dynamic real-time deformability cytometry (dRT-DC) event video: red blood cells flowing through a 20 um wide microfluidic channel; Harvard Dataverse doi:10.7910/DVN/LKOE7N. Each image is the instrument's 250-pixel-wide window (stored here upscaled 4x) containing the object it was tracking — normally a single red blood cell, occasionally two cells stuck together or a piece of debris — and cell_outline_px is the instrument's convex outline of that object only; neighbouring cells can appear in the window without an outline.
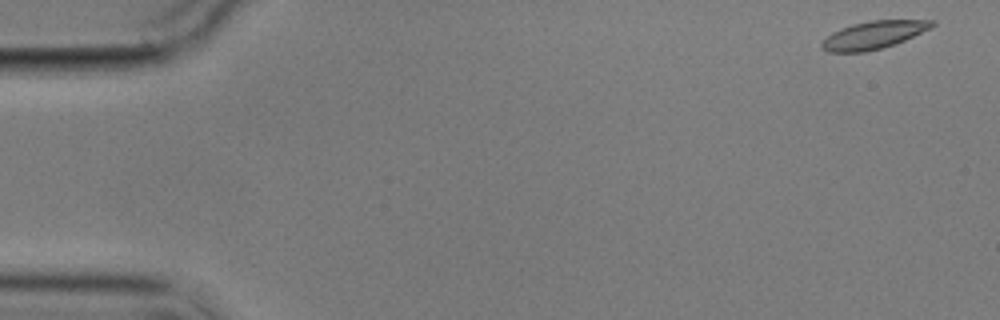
{"species": "common noctule bat (a hibernating species)", "species_latin": "Nyctalus noctula", "temperature_condition": "cold", "stored_images_in_passage": 4, "camera_frame_rate_fps": 3000, "um_per_image_px": 0.085, "animal": {"sex": "male", "body_mass_g": 17.9}, "frame": {"image": 1, "passage_image": 1, "time_ms": 0.0, "image_size_px": [1000, 320], "cell_outline_px": [[936, 24], [932, 28], [904, 40], [880, 48], [864, 52], [828, 52], [820, 48], [820, 44], [832, 32], [840, 28], [852, 24], [872, 20], [936, 20]], "centroid_in_image_um": [74.25, 2.96], "position_along_channel_um": 10.7, "area_um2": 17.74}}